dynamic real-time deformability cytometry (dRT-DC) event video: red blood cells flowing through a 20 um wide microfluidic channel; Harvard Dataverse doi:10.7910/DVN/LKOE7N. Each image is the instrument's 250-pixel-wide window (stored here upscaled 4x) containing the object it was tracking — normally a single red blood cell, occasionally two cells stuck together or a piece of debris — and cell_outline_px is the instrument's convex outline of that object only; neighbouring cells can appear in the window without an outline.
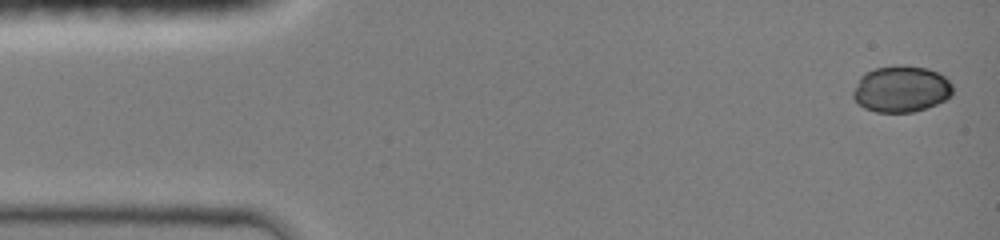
{"species": "common noctule bat (a hibernating species)", "species_latin": "Nyctalus noctula", "temperature_condition": "room temperature", "stored_images_in_passage": 6, "camera_frame_rate_fps": 3000, "um_per_image_px": 0.085, "animal": {"sex": "female", "body_mass_g": 19.0, "forearm_length_mm": 51.5}, "frame": {"image": 1, "passage_image": 1, "time_ms": 0.0, "image_size_px": [1000, 240], "cell_outline_px": [[952, 92], [944, 100], [936, 104], [912, 112], [876, 112], [864, 108], [852, 96], [852, 92], [860, 76], [864, 72], [876, 68], [928, 68], [944, 76], [952, 84]], "centroid_in_image_um": [76.57, 7.6], "position_along_channel_um": 8.4, "area_um2": 26.13}}
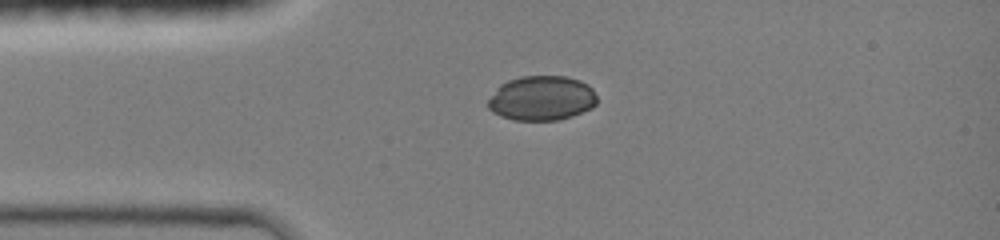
{"frame": {"image": 2, "passage_image": 5, "time_ms": 1.333, "image_size_px": [1000, 240], "cell_outline_px": [[596, 104], [592, 108], [572, 116], [556, 120], [516, 120], [500, 116], [492, 112], [488, 108], [488, 100], [496, 88], [500, 84], [508, 80], [520, 76], [564, 76], [580, 80], [588, 84], [592, 88], [596, 96]], "centroid_in_image_um": [46.03, 8.34], "position_along_channel_um": 39.0, "area_um2": 28.5}}